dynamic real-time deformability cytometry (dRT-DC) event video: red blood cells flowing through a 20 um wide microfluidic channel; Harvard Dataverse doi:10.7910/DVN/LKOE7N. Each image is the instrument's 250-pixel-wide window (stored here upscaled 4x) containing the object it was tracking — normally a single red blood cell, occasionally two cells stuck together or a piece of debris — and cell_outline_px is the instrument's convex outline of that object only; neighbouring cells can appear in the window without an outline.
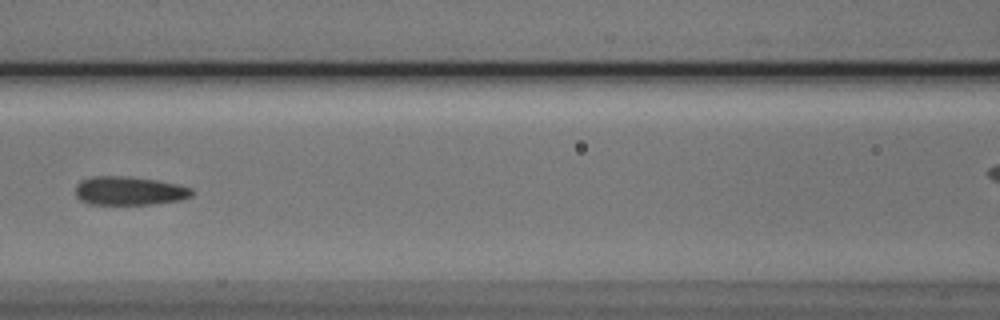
{"species": "Egyptian fruit bat (a non-hibernating species)", "species_latin": "Rousettus aegyptiacus", "temperature_condition": "cold", "stored_images_in_passage": 7, "camera_frame_rate_fps": 3000, "um_per_image_px": 0.085, "animal": {"sex": "male"}, "frame": {"image": 1, "passage_image": 6, "time_ms": 6.0, "image_size_px": [1000, 320], "cell_outline_px": [[192, 196], [180, 200], [152, 204], [88, 204], [80, 200], [76, 196], [76, 184], [80, 180], [92, 176], [128, 176], [156, 180], [176, 184], [192, 188]], "centroid_in_image_um": [10.95, 16.21], "position_along_channel_um": 155.6, "area_um2": 19.48}}
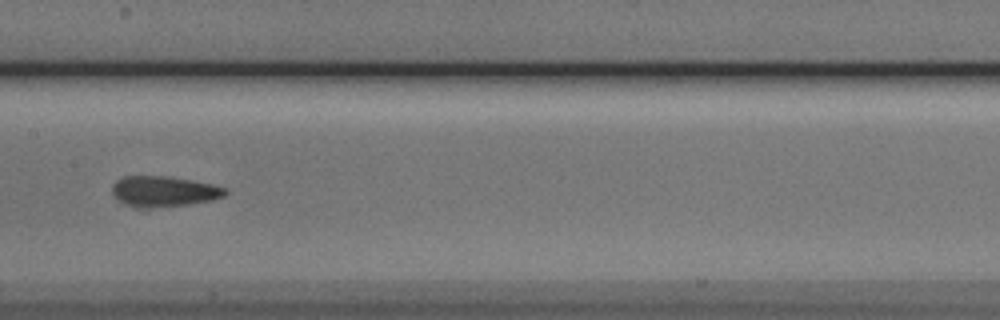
{"frame": {"image": 2, "passage_image": 7, "time_ms": 7.0, "image_size_px": [1000, 320], "cell_outline_px": [[228, 192], [224, 196], [212, 200], [188, 204], [144, 208], [136, 208], [124, 204], [112, 196], [112, 184], [116, 180], [124, 176], [164, 176], [212, 184], [224, 188]], "centroid_in_image_um": [13.86, 16.27], "position_along_channel_um": 193.5, "area_um2": 20.06}}